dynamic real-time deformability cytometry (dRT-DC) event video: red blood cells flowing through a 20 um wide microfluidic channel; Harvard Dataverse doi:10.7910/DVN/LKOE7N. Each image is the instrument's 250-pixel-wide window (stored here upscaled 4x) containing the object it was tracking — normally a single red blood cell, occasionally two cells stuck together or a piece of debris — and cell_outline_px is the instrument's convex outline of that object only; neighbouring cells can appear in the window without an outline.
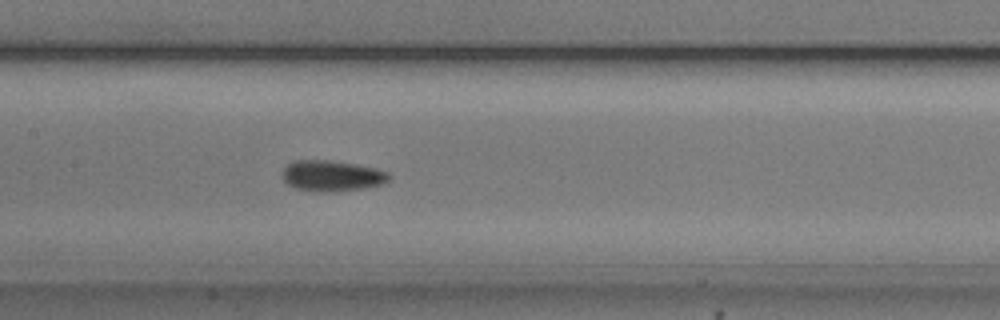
{"species": "common noctule bat (a hibernating species)", "species_latin": "Nyctalus noctula", "temperature_condition": "cold", "stored_images_in_passage": 41, "camera_frame_rate_fps": 3000, "um_per_image_px": 0.085, "animal": {"sex": "male", "body_mass_g": 20.5, "forearm_length_mm": 52.5}, "frame": {"image": 1, "passage_image": 21, "time_ms": 6.667, "image_size_px": [1000, 320], "cell_outline_px": [[392, 176], [388, 180], [380, 184], [364, 188], [324, 192], [320, 192], [296, 188], [288, 184], [284, 180], [284, 168], [292, 160], [332, 160], [356, 164], [376, 168], [388, 172]], "centroid_in_image_um": [28.23, 14.93], "position_along_channel_um": 179.2, "area_um2": 19.02}}
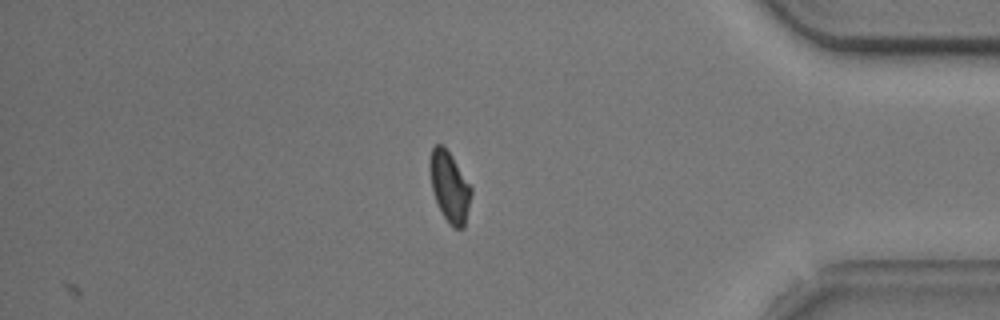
{"frame": {"image": 2, "passage_image": 41, "time_ms": 13.333, "image_size_px": [1000, 320], "cell_outline_px": [[472, 192], [464, 228], [452, 228], [444, 216], [432, 192], [428, 164], [432, 148], [436, 144], [440, 144], [452, 156], [472, 188]], "centroid_in_image_um": [38.2, 15.88], "position_along_channel_um": 397.0, "area_um2": 16.82}, "authors_computed_cell_mechanics": {"area_um2": 18.1492, "velocity_mm_per_s": 3.7401, "shape_relaxation_time_tau1_ms": 3.8254, "shape_relaxation_time_tau2_ms": 7.5199, "deformation_change_tau1": 0.0815, "deformation_change_tau2": 0.0904}}